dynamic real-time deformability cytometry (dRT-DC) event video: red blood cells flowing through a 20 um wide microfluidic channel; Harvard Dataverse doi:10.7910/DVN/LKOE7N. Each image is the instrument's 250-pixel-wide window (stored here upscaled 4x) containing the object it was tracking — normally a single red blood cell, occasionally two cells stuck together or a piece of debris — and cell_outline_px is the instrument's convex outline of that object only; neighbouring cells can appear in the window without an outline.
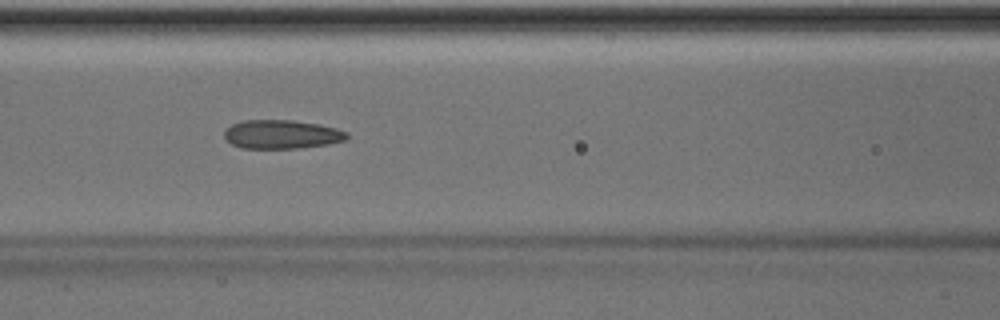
{"species": "Egyptian fruit bat (a non-hibernating species)", "species_latin": "Rousettus aegyptiacus", "temperature_condition": "room temperature", "stored_images_in_passage": 45, "camera_frame_rate_fps": 3000, "um_per_image_px": 0.085, "animal": {"sex": "male"}, "frame": {"image": 1, "passage_image": 20, "time_ms": 6.333, "image_size_px": [1000, 320], "cell_outline_px": [[348, 136], [344, 140], [328, 144], [300, 148], [240, 148], [232, 144], [224, 136], [224, 132], [232, 124], [244, 120], [292, 120], [320, 124], [336, 128], [348, 132]], "centroid_in_image_um": [23.96, 11.41], "position_along_channel_um": 142.6, "area_um2": 20.52}}